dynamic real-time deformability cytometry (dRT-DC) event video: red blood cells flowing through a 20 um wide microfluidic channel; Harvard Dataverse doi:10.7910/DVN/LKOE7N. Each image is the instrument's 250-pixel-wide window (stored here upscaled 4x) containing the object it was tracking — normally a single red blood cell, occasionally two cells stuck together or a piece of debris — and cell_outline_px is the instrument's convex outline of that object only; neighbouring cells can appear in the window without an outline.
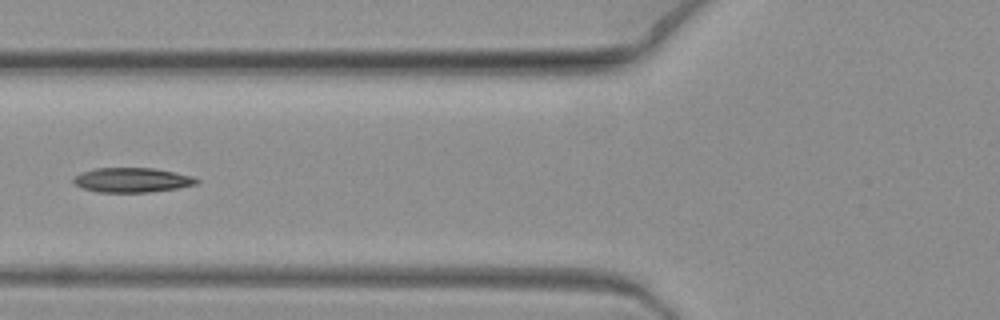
{"species": "common noctule bat (a hibernating species)", "species_latin": "Nyctalus noctula", "temperature_condition": "warm", "stored_images_in_passage": 9, "camera_frame_rate_fps": 3000, "um_per_image_px": 0.085, "animal": {"sex": "female", "body_mass_g": 19.3, "forearm_length_mm": 54.1}, "frame": {"image": 1, "passage_image": 7, "time_ms": 2.0, "image_size_px": [1000, 320], "cell_outline_px": [[200, 180], [196, 184], [176, 188], [148, 192], [96, 192], [84, 188], [76, 184], [72, 180], [80, 172], [96, 168], [156, 168], [192, 176]], "centroid_in_image_um": [11.22, 15.29], "position_along_channel_um": 114.6, "area_um2": 17.51}}
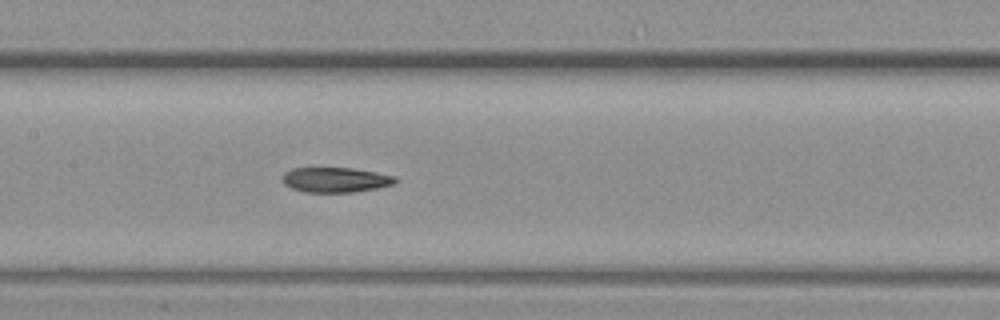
{"frame": {"image": 2, "passage_image": 9, "time_ms": 2.667, "image_size_px": [1000, 320], "cell_outline_px": [[400, 180], [396, 184], [376, 188], [352, 192], [304, 192], [292, 188], [284, 184], [280, 180], [280, 176], [284, 172], [292, 168], [352, 168], [376, 172], [396, 176]], "centroid_in_image_um": [28.51, 15.28], "position_along_channel_um": 178.9, "area_um2": 16.7}}